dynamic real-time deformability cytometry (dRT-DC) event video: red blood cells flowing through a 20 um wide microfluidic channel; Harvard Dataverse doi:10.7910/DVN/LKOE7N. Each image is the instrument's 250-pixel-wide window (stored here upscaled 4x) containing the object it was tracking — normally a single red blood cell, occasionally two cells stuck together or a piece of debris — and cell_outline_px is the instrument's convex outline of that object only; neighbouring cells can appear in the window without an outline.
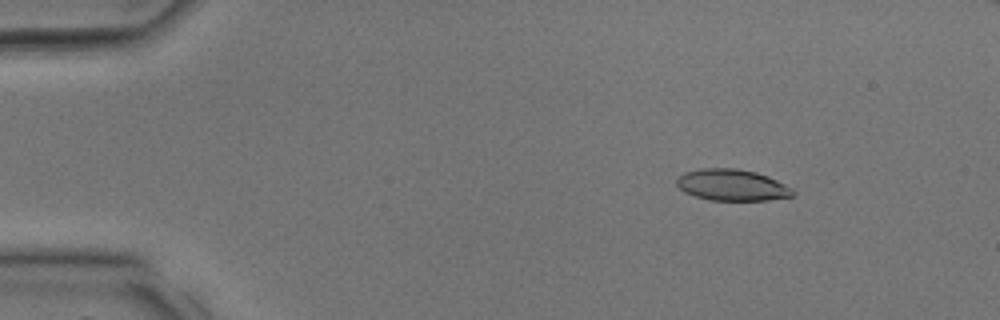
{"species": "common noctule bat (a hibernating species)", "species_latin": "Nyctalus noctula", "temperature_condition": "room temperature", "stored_images_in_passage": 34, "segment_of_instrument_passage": [1, 2], "camera_frame_rate_fps": 3000, "um_per_image_px": 0.085, "animal": {"sex": "male", "body_mass_g": 17.9, "forearm_length_mm": 54.2}, "frame": {"image": 1, "passage_image": 5, "time_ms": 1.333, "image_size_px": [1000, 320], "cell_outline_px": [[796, 196], [768, 200], [712, 200], [696, 196], [684, 192], [676, 184], [676, 180], [684, 172], [700, 168], [736, 168], [756, 172], [768, 176], [792, 188], [796, 192]], "centroid_in_image_um": [62.25, 15.72], "position_along_channel_um": 22.7, "area_um2": 21.33}}
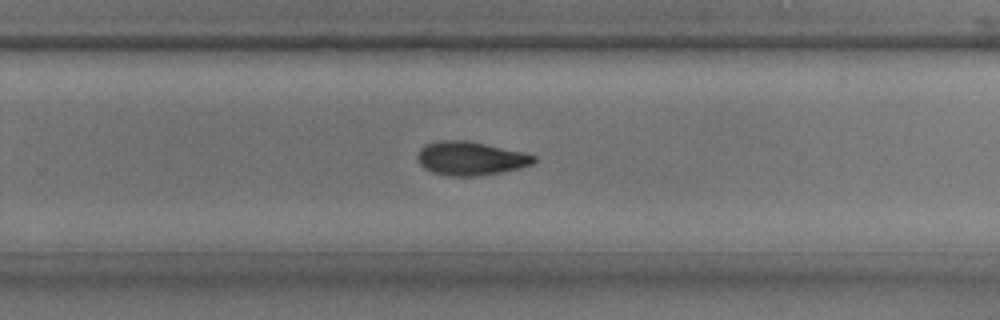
{"frame": {"image": 2, "passage_image": 22, "time_ms": 7.0, "image_size_px": [1000, 320], "cell_outline_px": [[536, 160], [532, 164], [520, 168], [500, 172], [476, 176], [448, 176], [432, 172], [424, 168], [420, 164], [416, 156], [420, 148], [424, 144], [440, 140], [464, 140], [524, 152], [536, 156]], "centroid_in_image_um": [39.96, 13.46], "position_along_channel_um": 289.8, "area_um2": 22.83}}
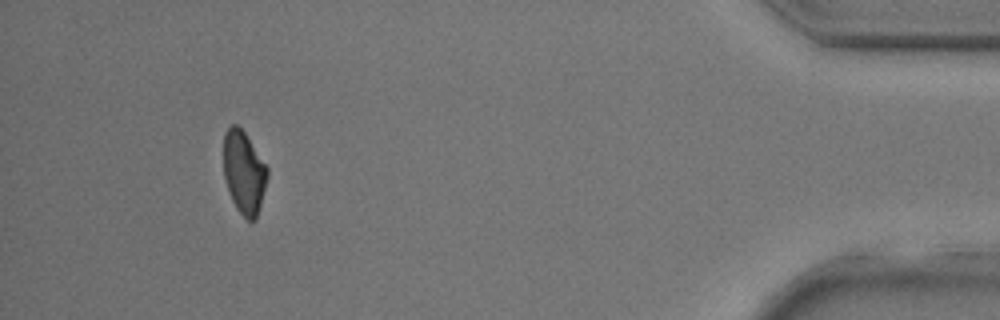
{"frame": {"image": 3, "passage_image": 31, "time_ms": 10.0, "image_size_px": [1000, 320], "cell_outline_px": [[268, 176], [256, 220], [248, 220], [236, 208], [232, 200], [224, 176], [224, 132], [232, 124], [236, 124], [244, 132], [268, 168]], "centroid_in_image_um": [20.73, 14.65], "position_along_channel_um": 414.5, "area_um2": 20.81}}